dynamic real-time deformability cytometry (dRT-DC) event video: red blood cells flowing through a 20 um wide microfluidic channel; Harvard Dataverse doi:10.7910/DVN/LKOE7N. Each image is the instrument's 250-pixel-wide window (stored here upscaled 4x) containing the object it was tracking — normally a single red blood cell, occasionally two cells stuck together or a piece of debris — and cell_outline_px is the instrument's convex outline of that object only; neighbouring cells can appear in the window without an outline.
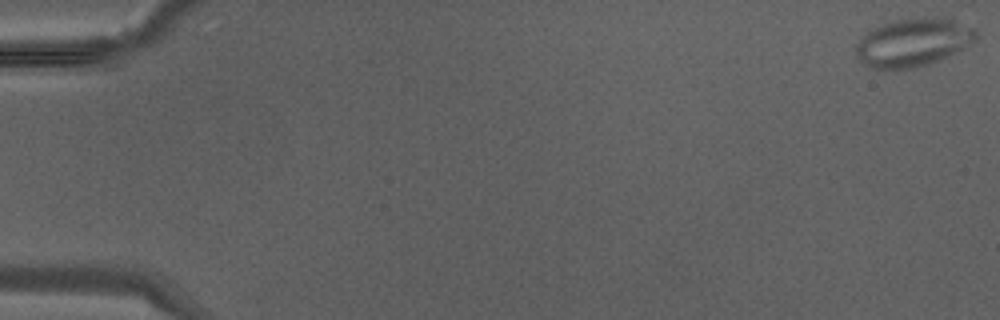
{"species": "Egyptian fruit bat (a non-hibernating species)", "species_latin": "Rousettus aegyptiacus", "temperature_condition": "warm", "stored_images_in_passage": 41, "camera_frame_rate_fps": 3000, "um_per_image_px": 0.085, "animal": {"sex": "male"}, "frame": {"image": 1, "passage_image": 1, "time_ms": 0.0, "image_size_px": [1000, 320], "cell_outline_px": [[980, 36], [972, 44], [948, 56], [928, 64], [896, 72], [868, 68], [856, 56], [856, 44], [864, 32], [880, 24], [892, 20], [944, 16], [952, 16], [976, 28]], "centroid_in_image_um": [77.65, 3.6], "position_along_channel_um": 7.4, "area_um2": 35.14}}
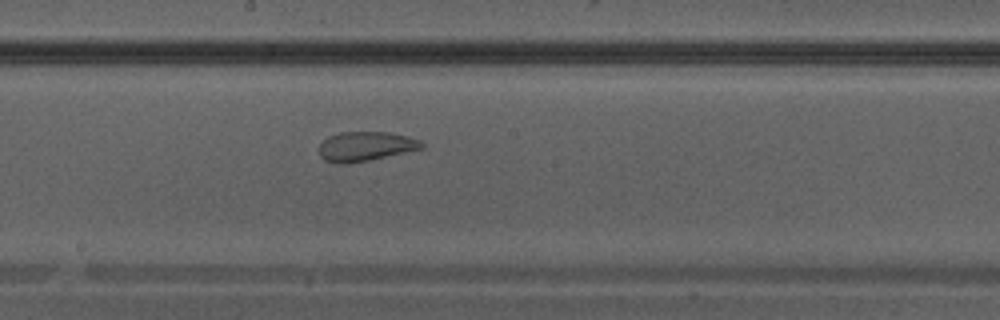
{"frame": {"image": 2, "passage_image": 23, "time_ms": 7.333, "image_size_px": [1000, 320], "cell_outline_px": [[424, 148], [368, 160], [344, 164], [340, 164], [324, 160], [320, 156], [316, 148], [328, 136], [340, 132], [388, 132], [420, 140], [424, 144]], "centroid_in_image_um": [31.01, 12.44], "position_along_channel_um": 217.2, "area_um2": 17.57}}
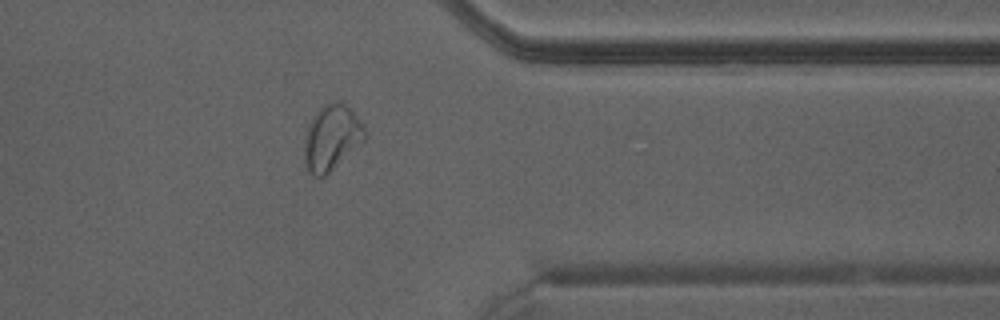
{"frame": {"image": 3, "passage_image": 33, "time_ms": 10.667, "image_size_px": [1000, 320], "cell_outline_px": [[364, 140], [324, 176], [316, 176], [304, 164], [304, 136], [308, 124], [312, 116], [324, 104], [332, 100], [340, 100], [364, 124]], "centroid_in_image_um": [28.15, 11.65], "position_along_channel_um": 383.3, "area_um2": 22.72}}